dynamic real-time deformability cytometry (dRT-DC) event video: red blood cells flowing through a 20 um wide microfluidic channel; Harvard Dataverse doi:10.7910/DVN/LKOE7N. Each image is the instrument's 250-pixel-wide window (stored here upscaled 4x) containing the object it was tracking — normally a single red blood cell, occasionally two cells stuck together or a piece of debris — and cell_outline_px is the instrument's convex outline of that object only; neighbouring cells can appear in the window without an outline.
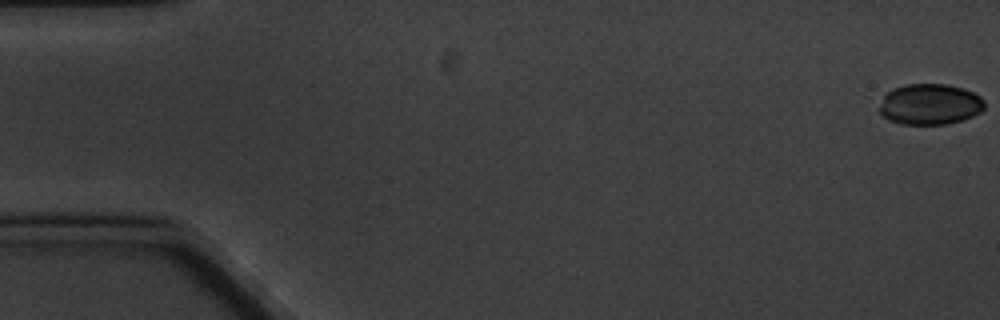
{"species": "common noctule bat (a hibernating species)", "species_latin": "Nyctalus noctula", "temperature_condition": "cold", "stored_images_in_passage": 4, "camera_frame_rate_fps": 3000, "um_per_image_px": 0.085, "animal": {"sex": "male", "body_mass_g": 20.1, "forearm_length_mm": 53.5}, "frame": {"image": 1, "passage_image": 1, "time_ms": 0.0, "image_size_px": [1000, 320], "cell_outline_px": [[984, 108], [980, 112], [972, 116], [948, 124], [900, 124], [888, 120], [880, 112], [880, 108], [884, 96], [892, 88], [904, 84], [948, 84], [972, 92], [980, 96], [984, 100]], "centroid_in_image_um": [79.04, 8.86], "position_along_channel_um": 6.0, "area_um2": 24.91}}